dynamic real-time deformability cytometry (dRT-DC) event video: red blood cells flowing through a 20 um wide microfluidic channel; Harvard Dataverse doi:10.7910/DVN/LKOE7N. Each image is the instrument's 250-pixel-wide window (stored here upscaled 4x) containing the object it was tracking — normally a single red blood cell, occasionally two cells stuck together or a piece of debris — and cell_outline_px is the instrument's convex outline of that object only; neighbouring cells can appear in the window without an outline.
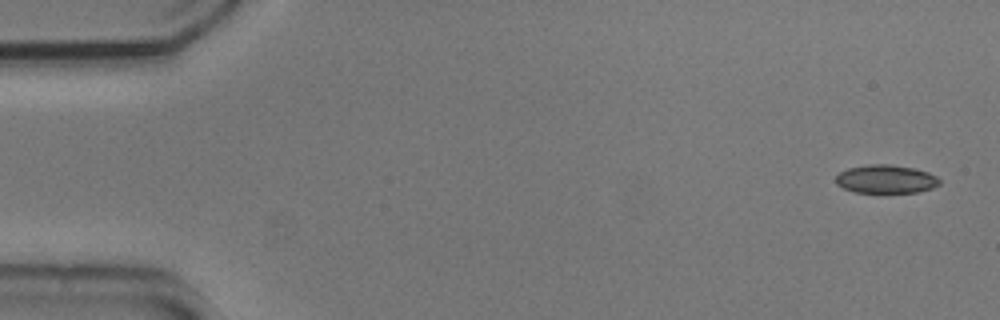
{"species": "common noctule bat (a hibernating species)", "species_latin": "Nyctalus noctula", "temperature_condition": "cold", "stored_images_in_passage": 53, "camera_frame_rate_fps": 3000, "um_per_image_px": 0.085, "animal": {"sex": "male", "body_mass_g": 20.5, "forearm_length_mm": 52.5}, "frame": {"image": 1, "passage_image": 1, "time_ms": 0.0, "image_size_px": [1000, 320], "cell_outline_px": [[940, 184], [932, 188], [916, 192], [856, 192], [844, 188], [836, 184], [836, 176], [840, 172], [848, 168], [868, 164], [892, 164], [916, 168], [928, 172], [936, 176], [940, 180]], "centroid_in_image_um": [75.32, 15.21], "position_along_channel_um": 9.7, "area_um2": 17.17}}
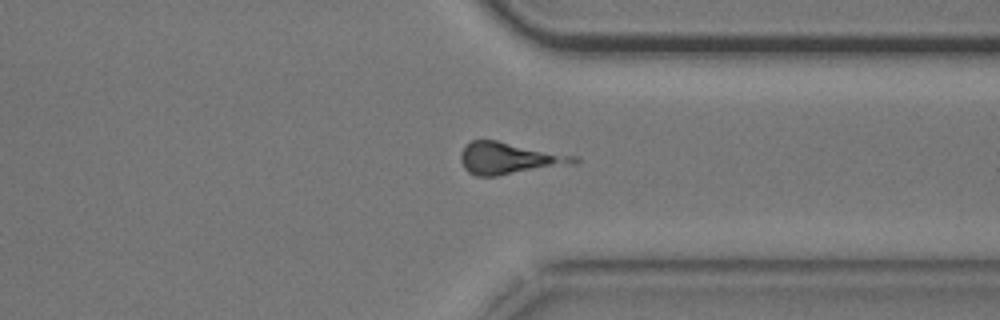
{"frame": {"image": 2, "passage_image": 40, "time_ms": 13.0, "image_size_px": [1000, 320], "cell_outline_px": [[580, 160], [576, 164], [496, 176], [476, 176], [468, 172], [464, 168], [460, 160], [460, 152], [472, 140], [496, 140], [580, 156]], "centroid_in_image_um": [43.34, 13.46], "position_along_channel_um": 368.1, "area_um2": 21.33}}
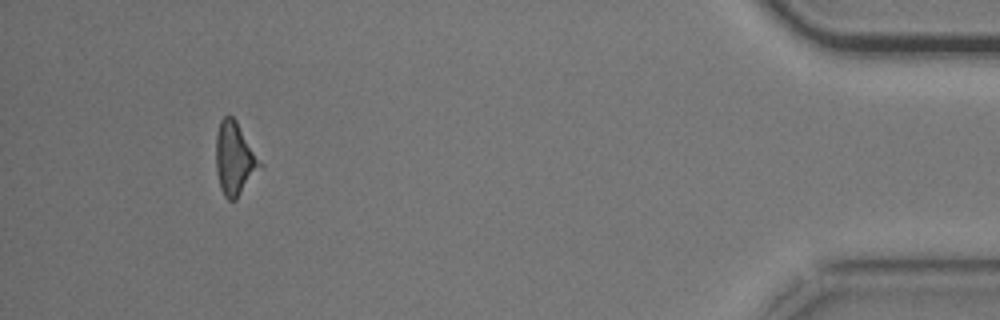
{"frame": {"image": 3, "passage_image": 49, "time_ms": 16.0, "image_size_px": [1000, 320], "cell_outline_px": [[264, 168], [236, 200], [228, 200], [224, 196], [220, 188], [216, 172], [216, 136], [220, 120], [224, 116], [232, 116], [236, 120], [264, 164]], "centroid_in_image_um": [19.99, 13.53], "position_along_channel_um": 415.2, "area_um2": 19.31}, "authors_computed_cell_mechanics": {"area_um2": 19.363, "velocity_mm_per_s": 3.7333, "shape_relaxation_time_tau1_ms": 3.2098, "shape_relaxation_time_tau2_ms": 2.6911, "deformation_change_tau1": 0.0911, "deformation_change_tau2": 0.1322}}